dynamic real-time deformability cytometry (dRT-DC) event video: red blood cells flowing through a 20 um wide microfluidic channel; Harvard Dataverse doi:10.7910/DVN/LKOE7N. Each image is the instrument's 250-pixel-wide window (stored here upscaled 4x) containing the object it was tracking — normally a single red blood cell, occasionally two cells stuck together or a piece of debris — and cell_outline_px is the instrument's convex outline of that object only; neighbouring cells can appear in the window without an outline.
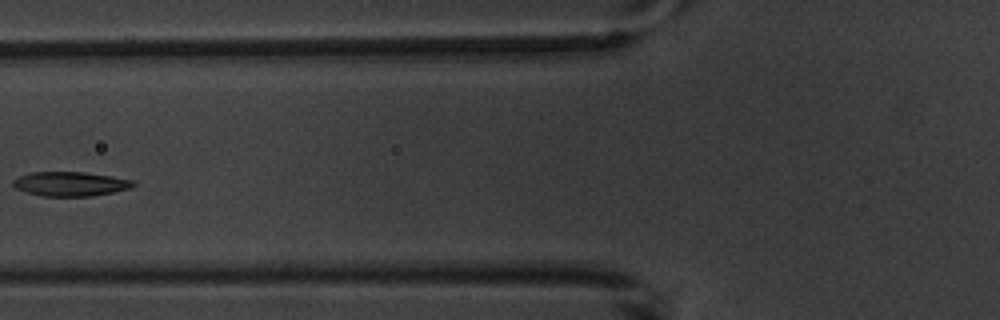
{"species": "common noctule bat (a hibernating species)", "species_latin": "Nyctalus noctula", "temperature_condition": "warm", "stored_images_in_passage": 6, "camera_frame_rate_fps": 3000, "um_per_image_px": 0.085, "animal": {"sex": "male", "body_mass_g": 20.1, "forearm_length_mm": 53.5}, "frame": {"image": 1, "passage_image": 6, "time_ms": 6.333, "image_size_px": [1000, 320], "cell_outline_px": [[136, 184], [132, 188], [92, 196], [44, 196], [28, 192], [16, 188], [12, 184], [12, 180], [20, 176], [32, 172], [84, 172], [112, 176], [136, 180]], "centroid_in_image_um": [6.04, 15.62], "position_along_channel_um": 119.8, "area_um2": 17.05}}